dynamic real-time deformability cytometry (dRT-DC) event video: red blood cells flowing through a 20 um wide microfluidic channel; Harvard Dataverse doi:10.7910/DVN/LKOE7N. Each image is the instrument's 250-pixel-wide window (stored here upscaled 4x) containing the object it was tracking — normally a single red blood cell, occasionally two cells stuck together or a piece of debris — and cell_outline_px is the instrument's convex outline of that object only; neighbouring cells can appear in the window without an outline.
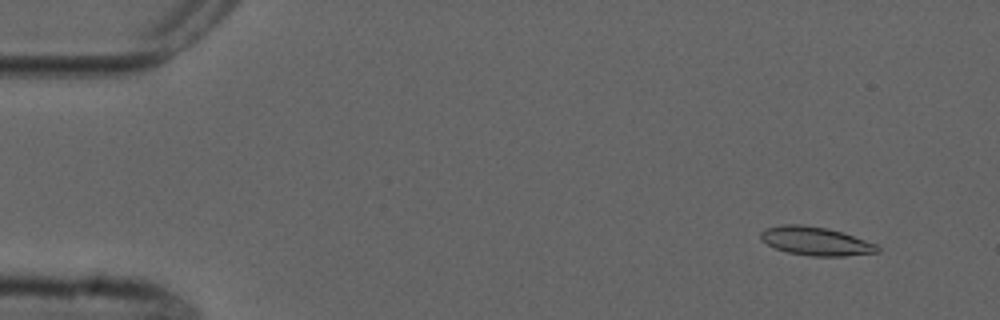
{"species": "common noctule bat (a hibernating species)", "species_latin": "Nyctalus noctula", "temperature_condition": "cold", "stored_images_in_passage": 4, "camera_frame_rate_fps": 3000, "um_per_image_px": 0.085, "animal": {"sex": "male", "forearm_length_mm": 52.5}, "frame": {"image": 1, "passage_image": 2, "time_ms": 1.0, "image_size_px": [1000, 320], "cell_outline_px": [[880, 252], [844, 256], [812, 256], [788, 252], [776, 248], [760, 240], [760, 232], [764, 228], [784, 224], [800, 224], [828, 228], [876, 244], [880, 248]], "centroid_in_image_um": [69.3, 20.49], "position_along_channel_um": 15.7, "area_um2": 19.31}}